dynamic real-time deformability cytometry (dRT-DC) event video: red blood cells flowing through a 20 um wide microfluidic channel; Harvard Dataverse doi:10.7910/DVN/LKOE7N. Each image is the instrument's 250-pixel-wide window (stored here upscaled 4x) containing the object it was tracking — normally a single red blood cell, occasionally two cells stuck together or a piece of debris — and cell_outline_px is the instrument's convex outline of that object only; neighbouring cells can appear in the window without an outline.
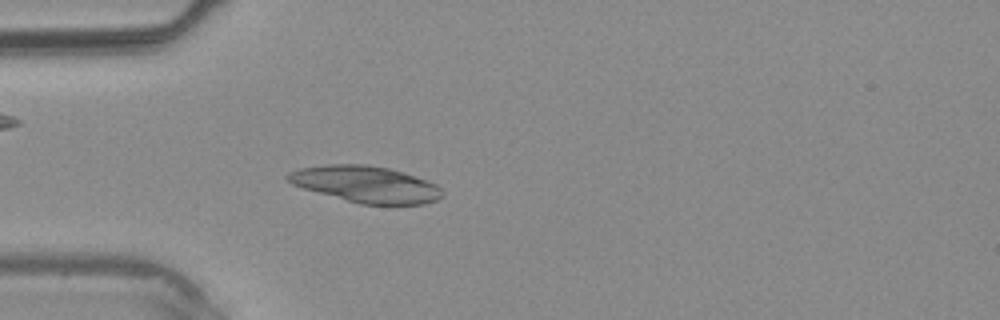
{"species": "common noctule bat (a hibernating species)", "species_latin": "Nyctalus noctula", "temperature_condition": "warm", "stored_images_in_passage": 8, "camera_frame_rate_fps": 3000, "um_per_image_px": 0.085, "animal": {"sex": "male", "body_mass_g": 20.4}, "frame": {"image": 1, "passage_image": 5, "time_ms": 1.333, "image_size_px": [1000, 320], "cell_outline_px": [[444, 196], [436, 200], [424, 204], [360, 204], [304, 188], [292, 184], [284, 176], [288, 172], [300, 168], [328, 164], [368, 164], [388, 168], [404, 172], [436, 184], [444, 192]], "centroid_in_image_um": [31.11, 15.65], "position_along_channel_um": 53.9, "area_um2": 32.71}}